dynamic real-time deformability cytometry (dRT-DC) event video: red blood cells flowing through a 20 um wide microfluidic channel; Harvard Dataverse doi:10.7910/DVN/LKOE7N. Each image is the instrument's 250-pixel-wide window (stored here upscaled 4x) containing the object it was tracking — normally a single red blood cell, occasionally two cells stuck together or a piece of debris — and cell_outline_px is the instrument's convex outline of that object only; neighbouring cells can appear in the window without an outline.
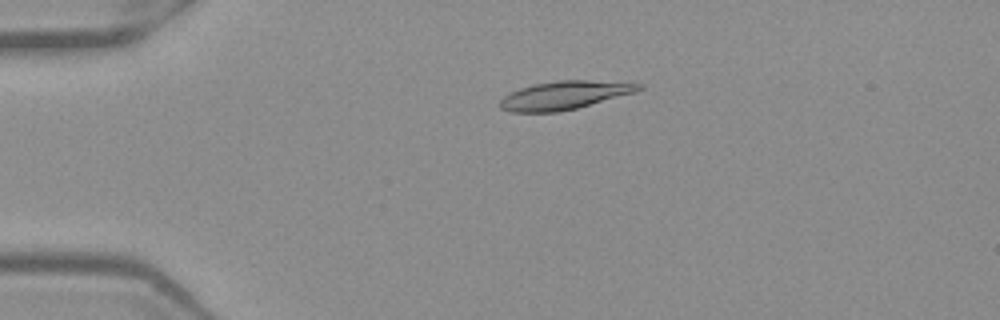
{"species": "Egyptian fruit bat (a non-hibernating species)", "species_latin": "Rousettus aegyptiacus", "temperature_condition": "warm", "stored_images_in_passage": 52, "camera_frame_rate_fps": 3000, "um_per_image_px": 0.085, "frame": {"image": 1, "passage_image": 12, "time_ms": 3.667, "image_size_px": [1000, 320], "cell_outline_px": [[644, 88], [636, 92], [576, 108], [556, 112], [512, 112], [500, 108], [496, 104], [504, 96], [520, 88], [532, 84], [556, 80], [588, 80], [644, 84]], "centroid_in_image_um": [47.95, 8.09], "position_along_channel_um": 37.1, "area_um2": 22.89}}
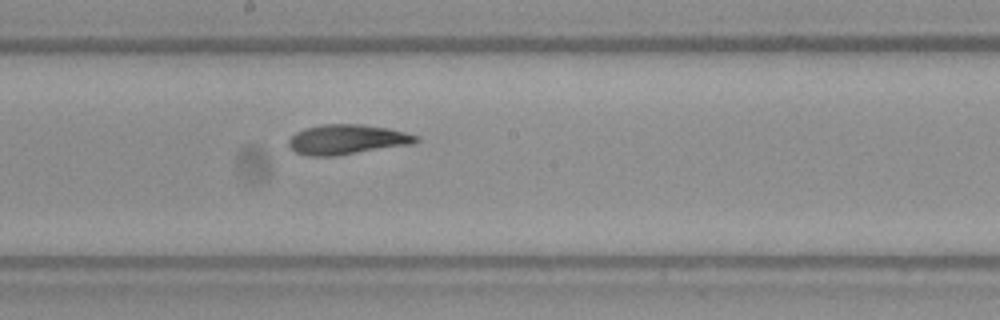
{"frame": {"image": 2, "passage_image": 29, "time_ms": 9.333, "image_size_px": [1000, 320], "cell_outline_px": [[420, 140], [416, 144], [336, 156], [308, 156], [296, 152], [288, 148], [288, 140], [296, 132], [304, 128], [320, 124], [360, 124], [388, 128], [420, 136]], "centroid_in_image_um": [29.52, 11.86], "position_along_channel_um": 218.7, "area_um2": 22.6}}
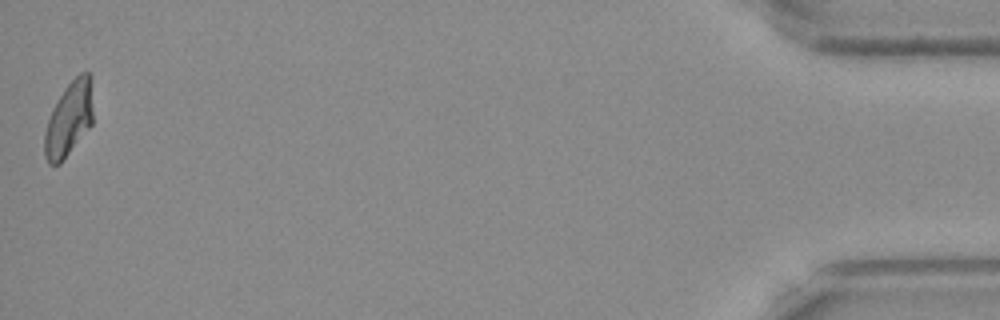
{"frame": {"image": 3, "passage_image": 52, "time_ms": 17.0, "image_size_px": [1000, 320], "cell_outline_px": [[92, 124], [60, 164], [48, 164], [44, 156], [44, 132], [52, 108], [64, 88], [80, 72], [88, 72], [92, 76]], "centroid_in_image_um": [5.86, 10.1], "position_along_channel_um": 429.3, "area_um2": 21.15}, "authors_computed_cell_mechanics": {"area_um2": 22.253, "velocity_mm_per_s": 3.9271, "shape_relaxation_time_tau1_ms": null, "shape_relaxation_time_tau2_ms": 3.2595, "deformation_change_tau1": null, "deformation_change_tau2": 0.091}}